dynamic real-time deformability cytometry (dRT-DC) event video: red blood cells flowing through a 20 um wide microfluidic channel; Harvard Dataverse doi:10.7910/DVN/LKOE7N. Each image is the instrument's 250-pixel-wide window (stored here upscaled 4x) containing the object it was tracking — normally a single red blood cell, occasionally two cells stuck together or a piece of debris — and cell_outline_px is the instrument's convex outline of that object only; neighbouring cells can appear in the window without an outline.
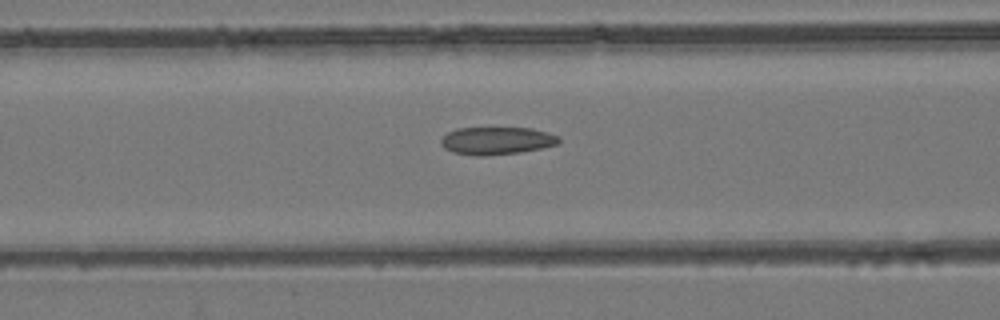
{"species": "common noctule bat (a hibernating species)", "species_latin": "Nyctalus noctula", "temperature_condition": "room temperature", "stored_images_in_passage": 54, "camera_frame_rate_fps": 3000, "um_per_image_px": 0.085, "animal": {"sex": "female", "body_mass_g": 24.6, "forearm_length_mm": 56.2}, "frame": {"image": 1, "passage_image": 23, "time_ms": 7.333, "image_size_px": [1000, 320], "cell_outline_px": [[560, 144], [520, 152], [484, 156], [476, 156], [452, 152], [444, 148], [440, 144], [440, 140], [448, 132], [456, 128], [532, 128], [548, 132], [560, 136]], "centroid_in_image_um": [42.23, 11.96], "position_along_channel_um": 124.4, "area_um2": 19.13}}
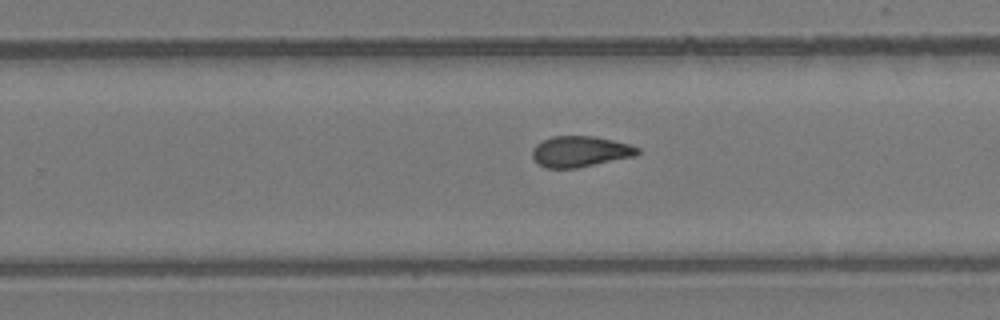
{"frame": {"image": 2, "passage_image": 35, "time_ms": 11.333, "image_size_px": [1000, 320], "cell_outline_px": [[640, 152], [636, 156], [576, 168], [548, 168], [540, 164], [532, 156], [532, 148], [536, 144], [552, 136], [596, 136], [628, 144], [640, 148]], "centroid_in_image_um": [49.33, 12.87], "position_along_channel_um": 280.5, "area_um2": 18.84}}
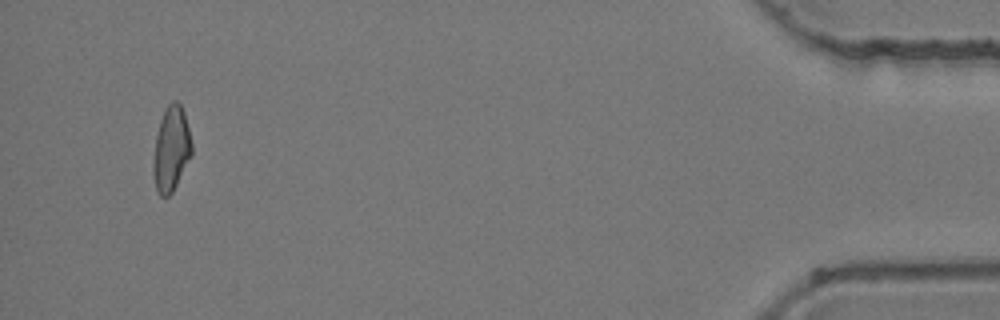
{"frame": {"image": 3, "passage_image": 52, "time_ms": 17.0, "image_size_px": [1000, 320], "cell_outline_px": [[192, 156], [172, 192], [168, 196], [160, 196], [156, 192], [152, 172], [152, 164], [156, 136], [160, 120], [168, 104], [172, 100], [176, 100], [180, 104], [184, 112], [192, 144]], "centroid_in_image_um": [14.54, 12.69], "position_along_channel_um": 420.7, "area_um2": 19.13}, "authors_computed_cell_mechanics": {"area_um2": 19.363, "velocity_mm_per_s": 3.9064, "shape_relaxation_time_tau1_ms": null, "shape_relaxation_time_tau2_ms": 7.6343, "deformation_change_tau1": null, "deformation_change_tau2": 0.1486}}